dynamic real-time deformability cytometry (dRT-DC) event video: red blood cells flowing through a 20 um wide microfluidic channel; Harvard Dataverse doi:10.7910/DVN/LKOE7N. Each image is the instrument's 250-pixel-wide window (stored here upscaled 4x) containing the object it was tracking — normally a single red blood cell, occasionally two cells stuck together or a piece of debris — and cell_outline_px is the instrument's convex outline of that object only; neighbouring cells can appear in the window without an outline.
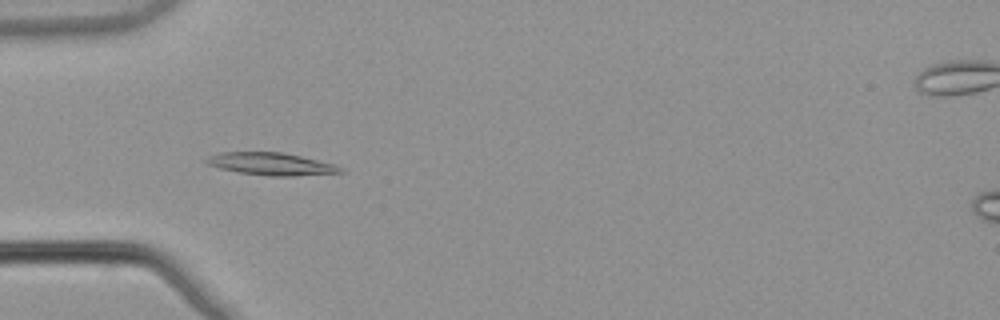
{"species": "common noctule bat (a hibernating species)", "species_latin": "Nyctalus noctula", "temperature_condition": "warm", "stored_images_in_passage": 47, "camera_frame_rate_fps": 3000, "um_per_image_px": 0.085, "animal": {"sex": "male", "body_mass_g": 21.5, "forearm_length_mm": 52.0}, "frame": {"image": 1, "passage_image": 11, "time_ms": 3.333, "image_size_px": [1000, 320], "cell_outline_px": [[344, 172], [296, 176], [268, 176], [236, 172], [220, 168], [208, 164], [204, 160], [220, 152], [284, 152], [332, 164], [344, 168]], "centroid_in_image_um": [23.06, 13.94], "position_along_channel_um": 61.9, "area_um2": 17.4}}
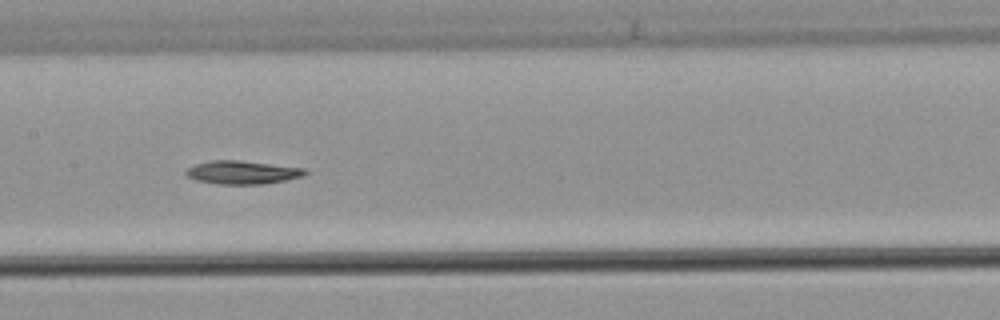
{"frame": {"image": 2, "passage_image": 21, "time_ms": 6.667, "image_size_px": [1000, 320], "cell_outline_px": [[308, 172], [304, 176], [264, 184], [216, 184], [196, 180], [184, 176], [184, 172], [188, 168], [196, 164], [212, 160], [240, 160], [304, 168]], "centroid_in_image_um": [20.57, 14.65], "position_along_channel_um": 186.8, "area_um2": 16.24}}
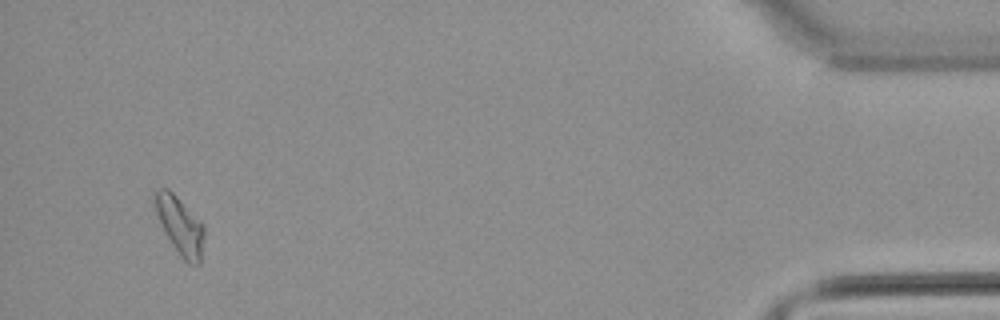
{"frame": {"image": 3, "passage_image": 45, "time_ms": 14.667, "image_size_px": [1000, 320], "cell_outline_px": [[204, 236], [200, 264], [188, 264], [180, 256], [168, 236], [156, 212], [152, 200], [152, 192], [160, 188], [168, 188], [204, 224]], "centroid_in_image_um": [15.3, 19.14], "position_along_channel_um": 419.9, "area_um2": 16.42}, "authors_computed_cell_mechanics": {"area_um2": 16.2418, "velocity_mm_per_s": 3.8484, "shape_relaxation_time_tau1_ms": 8.4757, "shape_relaxation_time_tau2_ms": null, "deformation_change_tau1": 0.1746, "deformation_change_tau2": null}}